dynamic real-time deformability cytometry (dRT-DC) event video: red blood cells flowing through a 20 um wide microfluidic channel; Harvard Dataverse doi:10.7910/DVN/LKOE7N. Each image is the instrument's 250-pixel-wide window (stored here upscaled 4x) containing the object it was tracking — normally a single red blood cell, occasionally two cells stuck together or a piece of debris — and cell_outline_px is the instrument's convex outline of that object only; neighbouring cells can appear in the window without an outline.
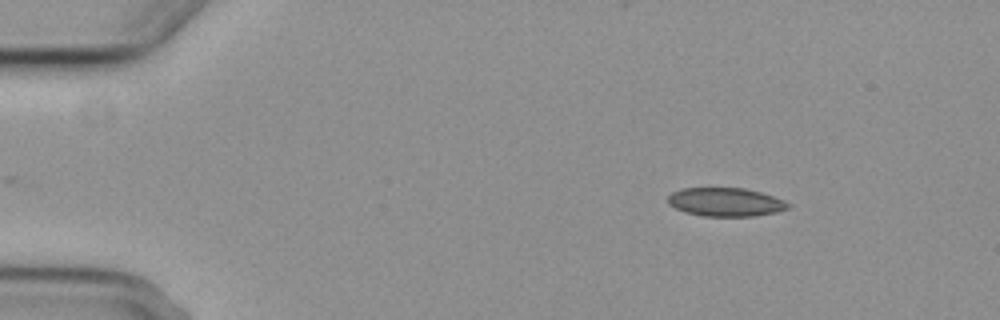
{"species": "common noctule bat (a hibernating species)", "species_latin": "Nyctalus noctula", "temperature_condition": "cold", "stored_images_in_passage": 3, "camera_frame_rate_fps": 3000, "um_per_image_px": 0.085, "animal": {"sex": "female", "body_mass_g": 29.2, "forearm_length_mm": 56.3}, "frame": {"image": 1, "passage_image": 3, "time_ms": 3.0, "image_size_px": [1000, 320], "cell_outline_px": [[792, 204], [788, 208], [776, 212], [756, 216], [704, 216], [684, 212], [668, 204], [668, 196], [672, 192], [680, 188], [744, 188], [760, 192], [784, 200]], "centroid_in_image_um": [61.67, 17.17], "position_along_channel_um": 23.3, "area_um2": 20.06}}